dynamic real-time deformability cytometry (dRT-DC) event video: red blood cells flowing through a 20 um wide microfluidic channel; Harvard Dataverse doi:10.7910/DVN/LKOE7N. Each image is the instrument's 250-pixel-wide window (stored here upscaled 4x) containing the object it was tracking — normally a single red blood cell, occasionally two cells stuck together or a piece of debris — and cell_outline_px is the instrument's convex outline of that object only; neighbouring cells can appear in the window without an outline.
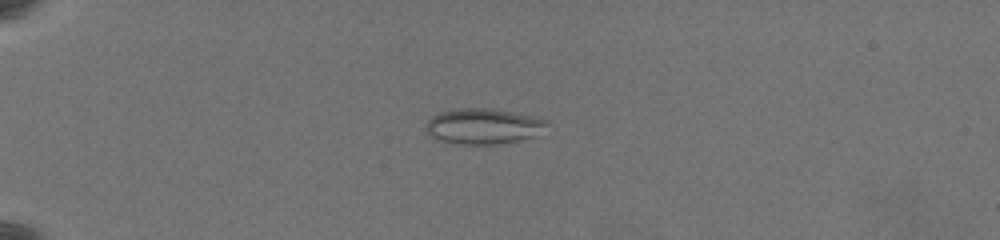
{"species": "common noctule bat (a hibernating species)", "species_latin": "Nyctalus noctula", "temperature_condition": "warm", "stored_images_in_passage": 47, "camera_frame_rate_fps": 3000, "um_per_image_px": 0.085, "animal": {"sex": "female", "body_mass_g": 19.5, "forearm_length_mm": 54.1}, "frame": {"image": 1, "passage_image": 2, "time_ms": 0.333, "image_size_px": [1000, 240], "cell_outline_px": [[548, 124], [536, 136], [496, 144], [452, 144], [436, 140], [424, 128], [424, 124], [432, 116], [440, 112], [460, 108], [492, 108], [512, 112], [548, 120]], "centroid_in_image_um": [41.02, 10.73], "position_along_channel_um": 44.0, "area_um2": 25.09}}
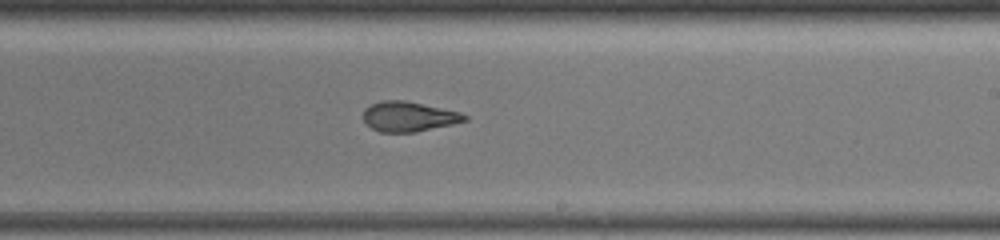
{"frame": {"image": 2, "passage_image": 25, "time_ms": 8.0, "image_size_px": [1000, 240], "cell_outline_px": [[468, 120], [452, 124], [416, 132], [380, 132], [372, 128], [364, 120], [364, 108], [372, 104], [384, 100], [404, 100], [460, 112], [468, 116]], "centroid_in_image_um": [34.75, 9.91], "position_along_channel_um": 254.3, "area_um2": 17.51}}
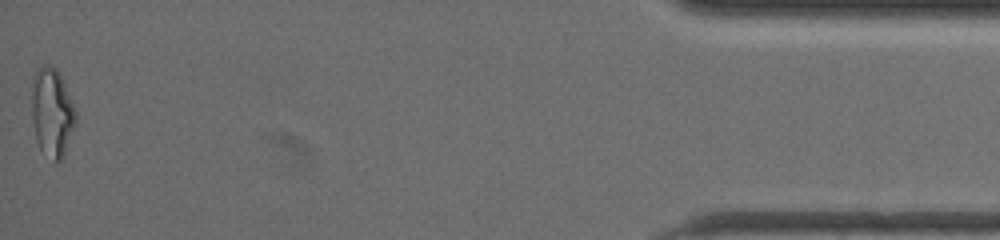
{"frame": {"image": 3, "passage_image": 47, "time_ms": 15.333, "image_size_px": [1000, 240], "cell_outline_px": [[76, 124], [64, 156], [60, 160], [56, 160], [40, 148], [36, 140], [32, 120], [32, 92], [36, 72], [44, 64], [52, 64], [60, 72], [76, 112]], "centroid_in_image_um": [4.45, 9.52], "position_along_channel_um": 430.8, "area_um2": 22.48}, "authors_computed_cell_mechanics": {"area_um2": 18.5538, "velocity_mm_per_s": 3.4478, "shape_relaxation_time_tau1_ms": null, "shape_relaxation_time_tau2_ms": 1.03, "deformation_change_tau1": null, "deformation_change_tau2": 0.0851}}